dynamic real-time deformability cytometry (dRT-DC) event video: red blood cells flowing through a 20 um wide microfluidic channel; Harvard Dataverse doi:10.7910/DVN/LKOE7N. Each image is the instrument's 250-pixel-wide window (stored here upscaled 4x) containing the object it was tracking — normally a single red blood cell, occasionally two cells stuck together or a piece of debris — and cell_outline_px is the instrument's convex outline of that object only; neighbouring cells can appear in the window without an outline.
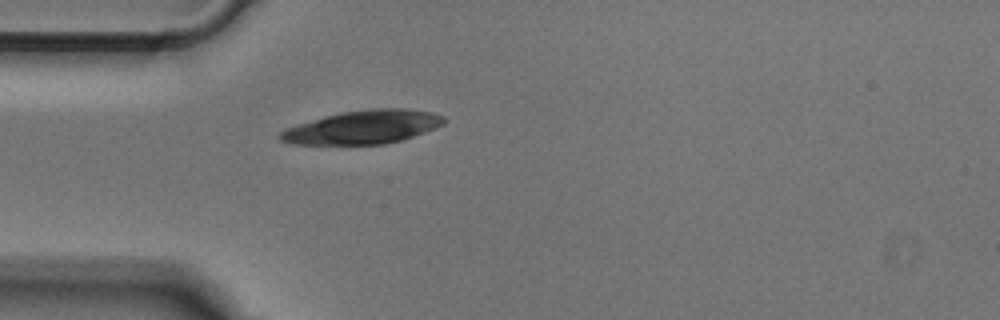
{"species": "Egyptian fruit bat (a non-hibernating species)", "species_latin": "Rousettus aegyptiacus", "temperature_condition": "cold", "stored_images_in_passage": 37, "camera_frame_rate_fps": 3000, "um_per_image_px": 0.085, "animal": {"sex": "male"}, "frame": {"image": 1, "passage_image": 1, "time_ms": 0.0, "image_size_px": [1000, 320], "cell_outline_px": [[448, 120], [444, 124], [424, 132], [400, 140], [384, 144], [292, 144], [280, 140], [276, 136], [280, 132], [296, 124], [324, 116], [340, 112], [368, 108], [408, 108], [432, 112], [444, 116]], "centroid_in_image_um": [30.86, 10.79], "position_along_channel_um": 54.1, "area_um2": 32.08}}
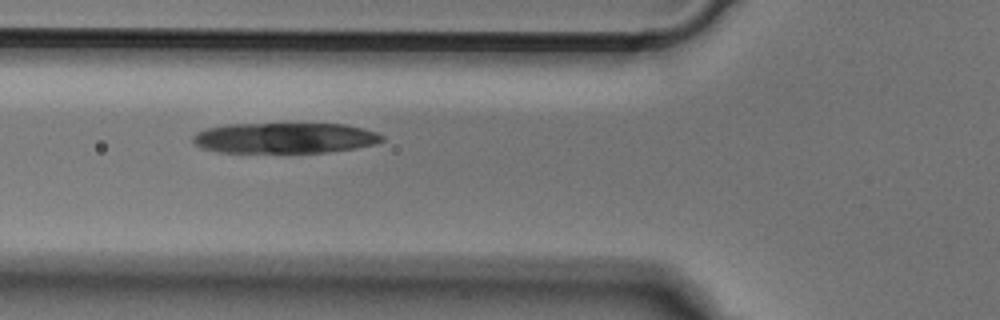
{"frame": {"image": 2, "passage_image": 5, "time_ms": 1.333, "image_size_px": [1000, 320], "cell_outline_px": [[384, 140], [372, 144], [356, 148], [328, 152], [288, 156], [220, 152], [200, 148], [192, 140], [192, 136], [196, 132], [204, 128], [228, 124], [344, 124], [364, 128], [376, 132], [384, 136]], "centroid_in_image_um": [24.15, 11.78], "position_along_channel_um": 101.6, "area_um2": 35.32}}
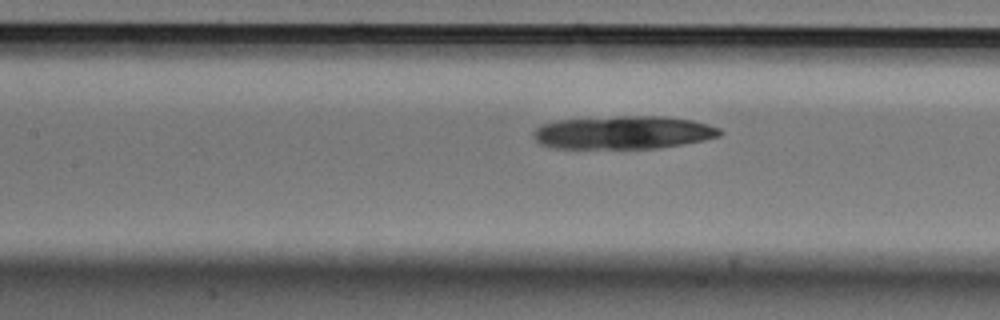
{"frame": {"image": 3, "passage_image": 9, "time_ms": 2.667, "image_size_px": [1000, 320], "cell_outline_px": [[724, 132], [720, 136], [704, 140], [684, 144], [660, 148], [552, 148], [540, 144], [536, 140], [532, 132], [540, 124], [556, 120], [616, 116], [660, 116], [692, 120], [708, 124], [720, 128]], "centroid_in_image_um": [52.98, 11.26], "position_along_channel_um": 154.4, "area_um2": 36.24}}